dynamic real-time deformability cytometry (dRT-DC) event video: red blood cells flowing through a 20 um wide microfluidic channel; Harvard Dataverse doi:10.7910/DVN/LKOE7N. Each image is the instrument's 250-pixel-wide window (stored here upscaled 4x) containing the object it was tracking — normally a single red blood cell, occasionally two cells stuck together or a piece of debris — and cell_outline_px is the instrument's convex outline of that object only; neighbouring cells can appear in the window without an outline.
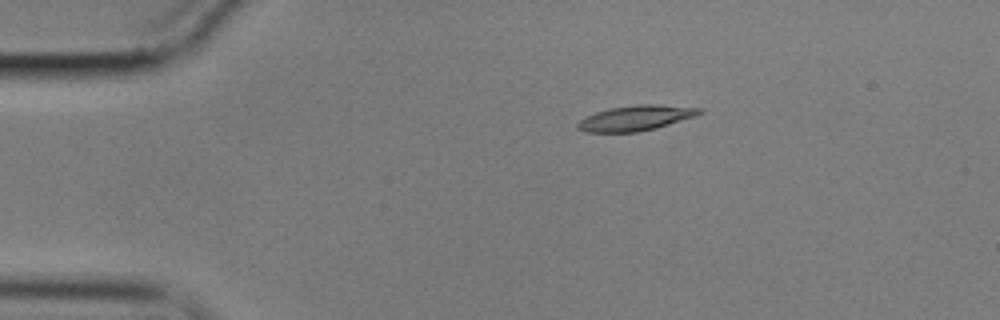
{"species": "common noctule bat (a hibernating species)", "species_latin": "Nyctalus noctula", "temperature_condition": "cold", "stored_images_in_passage": 39, "camera_frame_rate_fps": 3000, "um_per_image_px": 0.085, "animal": {"sex": "male", "body_mass_g": 17.9}, "frame": {"image": 1, "passage_image": 4, "time_ms": 1.0, "image_size_px": [1000, 320], "cell_outline_px": [[704, 112], [696, 116], [656, 128], [640, 132], [584, 132], [576, 128], [576, 124], [580, 120], [596, 112], [612, 108], [636, 104], [656, 104], [704, 108]], "centroid_in_image_um": [54.08, 10.03], "position_along_channel_um": 30.9, "area_um2": 17.98}}
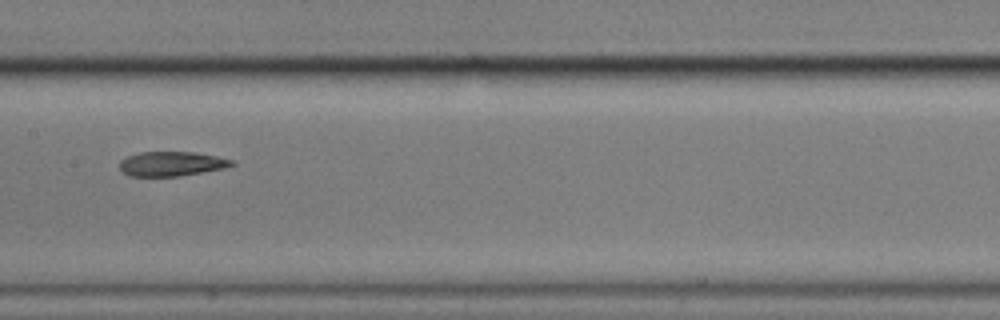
{"frame": {"image": 2, "passage_image": 22, "time_ms": 7.0, "image_size_px": [1000, 320], "cell_outline_px": [[236, 164], [224, 168], [180, 176], [128, 176], [120, 168], [120, 160], [128, 156], [140, 152], [196, 152], [216, 156], [232, 160]], "centroid_in_image_um": [14.58, 13.92], "position_along_channel_um": 192.8, "area_um2": 15.95}}
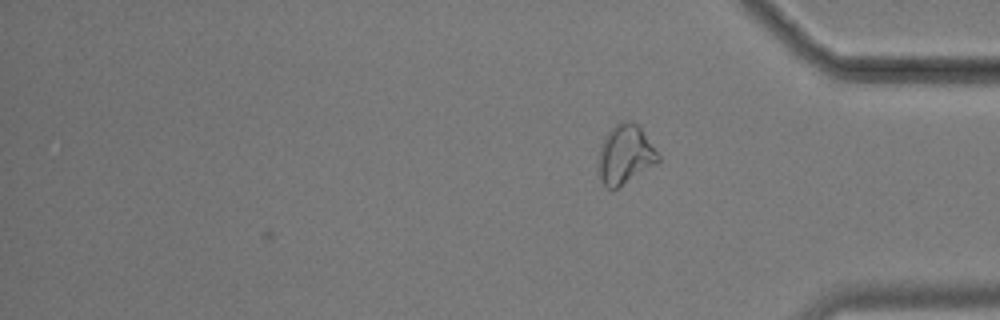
{"frame": {"image": 3, "passage_image": 39, "time_ms": 12.667, "image_size_px": [1000, 320], "cell_outline_px": [[660, 160], [656, 164], [616, 188], [608, 188], [600, 180], [596, 172], [600, 148], [604, 136], [620, 120], [632, 120], [640, 128], [660, 156]], "centroid_in_image_um": [53.1, 13.13], "position_along_channel_um": 382.1, "area_um2": 20.52}, "authors_computed_cell_mechanics": {"area_um2": 16.9932, "velocity_mm_per_s": 3.5087, "shape_relaxation_time_tau1_ms": 7.9544, "shape_relaxation_time_tau2_ms": 3.2659, "deformation_change_tau1": 0.2428, "deformation_change_tau2": 0.1153}}